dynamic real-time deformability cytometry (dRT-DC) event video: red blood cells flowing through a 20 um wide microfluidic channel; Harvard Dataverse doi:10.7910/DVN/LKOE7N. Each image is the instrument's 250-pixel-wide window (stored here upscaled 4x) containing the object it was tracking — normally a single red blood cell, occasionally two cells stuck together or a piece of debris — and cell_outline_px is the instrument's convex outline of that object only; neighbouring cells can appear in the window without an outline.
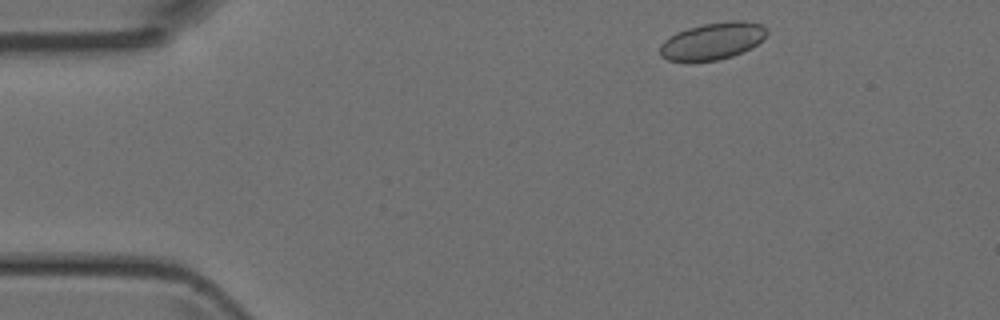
{"species": "Egyptian fruit bat (a non-hibernating species)", "species_latin": "Rousettus aegyptiacus", "temperature_condition": "room temperature", "stored_images_in_passage": 43, "camera_frame_rate_fps": 3000, "um_per_image_px": 0.085, "animal": {"sex": "female"}, "frame": {"image": 1, "passage_image": 2, "time_ms": 0.333, "image_size_px": [1000, 320], "cell_outline_px": [[768, 32], [752, 48], [732, 56], [716, 60], [668, 60], [660, 56], [660, 44], [664, 40], [676, 32], [688, 28], [704, 24], [732, 20], [744, 20], [760, 24], [768, 28]], "centroid_in_image_um": [60.58, 3.47], "position_along_channel_um": 24.4, "area_um2": 22.83}}
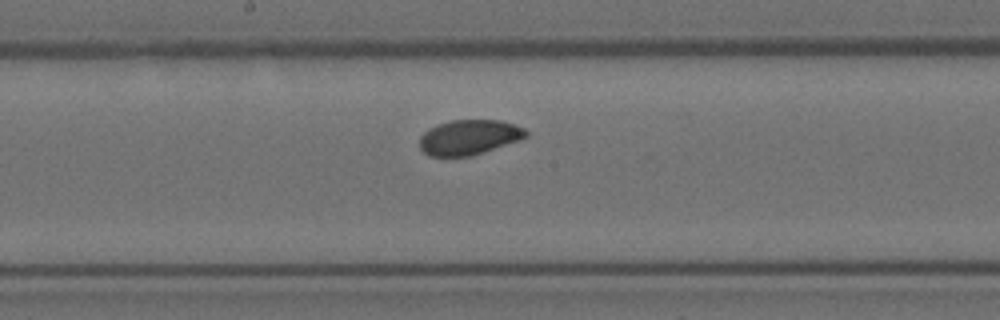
{"frame": {"image": 2, "passage_image": 20, "time_ms": 6.333, "image_size_px": [1000, 320], "cell_outline_px": [[528, 136], [520, 140], [472, 156], [428, 156], [420, 148], [420, 136], [428, 128], [436, 124], [452, 120], [500, 120], [516, 124], [524, 128], [528, 132]], "centroid_in_image_um": [39.88, 11.66], "position_along_channel_um": 208.3, "area_um2": 21.91}}
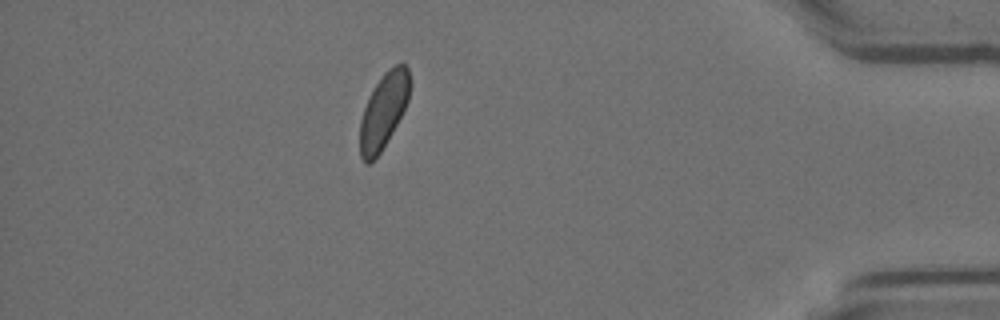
{"frame": {"image": 3, "passage_image": 37, "time_ms": 12.0, "image_size_px": [1000, 320], "cell_outline_px": [[408, 100], [396, 124], [380, 152], [368, 164], [360, 156], [360, 120], [364, 108], [372, 88], [384, 72], [388, 68], [404, 60], [408, 68]], "centroid_in_image_um": [32.58, 9.36], "position_along_channel_um": 402.6, "area_um2": 21.44}}